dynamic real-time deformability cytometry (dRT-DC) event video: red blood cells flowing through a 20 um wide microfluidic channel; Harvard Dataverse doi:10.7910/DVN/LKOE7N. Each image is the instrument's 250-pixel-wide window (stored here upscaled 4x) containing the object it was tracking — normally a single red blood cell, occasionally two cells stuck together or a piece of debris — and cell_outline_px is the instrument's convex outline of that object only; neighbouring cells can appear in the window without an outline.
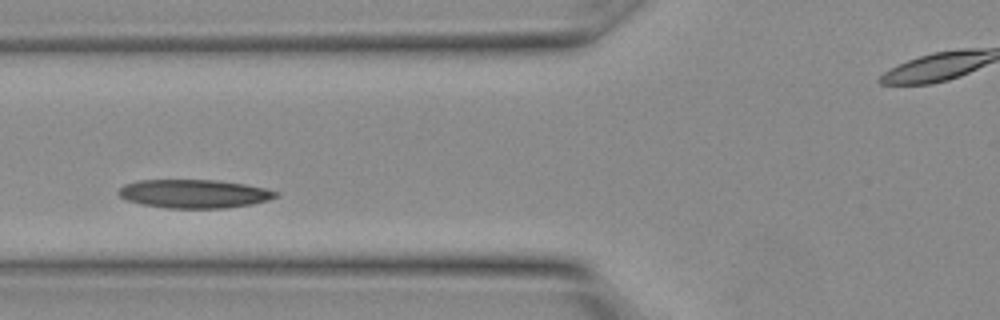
{"species": "Egyptian fruit bat (a non-hibernating species)", "species_latin": "Rousettus aegyptiacus", "temperature_condition": "warm", "stored_images_in_passage": 9, "camera_frame_rate_fps": 3000, "um_per_image_px": 0.085, "animal": {"sex": "female"}, "frame": {"image": 1, "passage_image": 4, "time_ms": 1.0, "image_size_px": [1000, 320], "cell_outline_px": [[280, 196], [268, 200], [252, 204], [224, 208], [168, 208], [144, 204], [128, 200], [120, 196], [116, 192], [124, 184], [136, 180], [216, 180], [244, 184], [264, 188], [280, 192]], "centroid_in_image_um": [16.52, 16.46], "position_along_channel_um": 109.3, "area_um2": 26.13}}
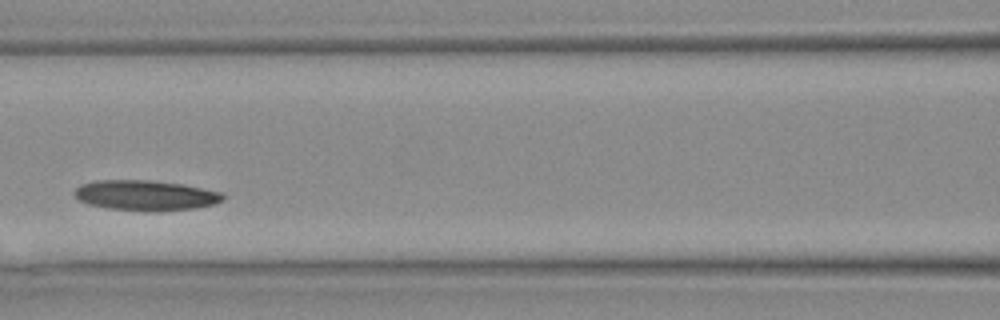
{"frame": {"image": 2, "passage_image": 6, "time_ms": 1.667, "image_size_px": [1000, 320], "cell_outline_px": [[228, 196], [224, 200], [216, 204], [196, 208], [160, 212], [148, 212], [108, 208], [88, 204], [80, 200], [72, 192], [80, 184], [96, 180], [148, 180], [180, 184], [224, 192]], "centroid_in_image_um": [12.43, 16.62], "position_along_channel_um": 154.2, "area_um2": 26.65}}
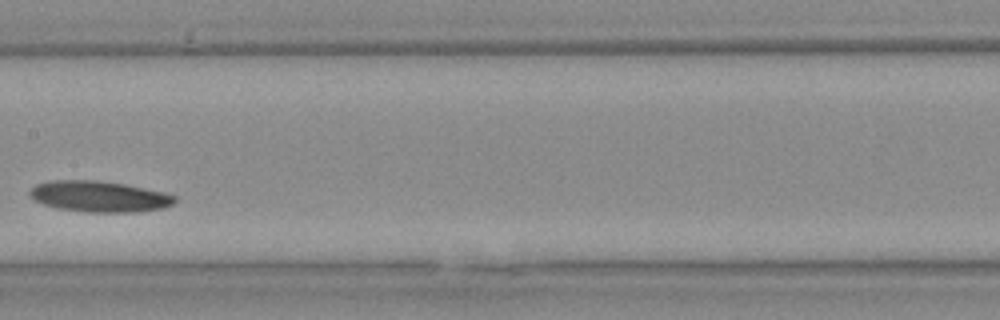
{"frame": {"image": 3, "passage_image": 8, "time_ms": 2.333, "image_size_px": [1000, 320], "cell_outline_px": [[176, 200], [172, 204], [164, 208], [140, 212], [84, 212], [56, 208], [32, 200], [28, 196], [28, 192], [36, 184], [52, 180], [96, 180], [124, 184], [164, 192], [176, 196]], "centroid_in_image_um": [8.41, 16.71], "position_along_channel_um": 199.0, "area_um2": 26.41}}